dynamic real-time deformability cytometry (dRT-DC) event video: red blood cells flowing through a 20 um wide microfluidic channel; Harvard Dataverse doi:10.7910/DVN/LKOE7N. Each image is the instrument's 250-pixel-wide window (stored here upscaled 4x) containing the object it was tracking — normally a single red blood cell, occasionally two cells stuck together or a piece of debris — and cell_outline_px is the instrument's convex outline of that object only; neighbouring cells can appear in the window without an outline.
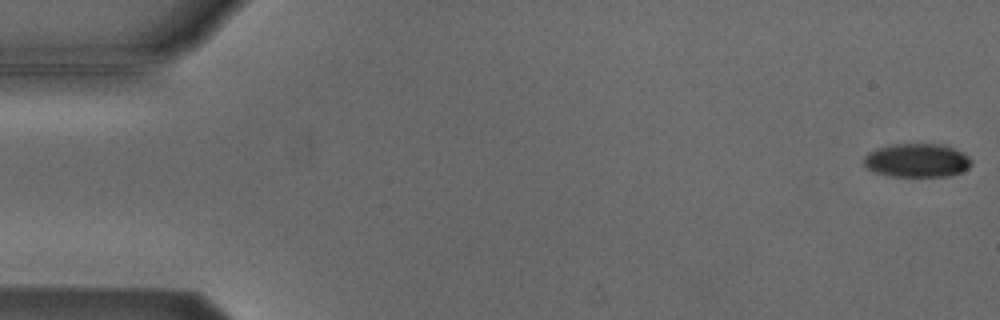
{"species": "Egyptian fruit bat (a non-hibernating species)", "species_latin": "Rousettus aegyptiacus", "temperature_condition": "cold", "stored_images_in_passage": 6, "camera_frame_rate_fps": 3000, "um_per_image_px": 0.085, "animal": {"sex": "male"}, "frame": {"image": 1, "passage_image": 1, "time_ms": 0.0, "image_size_px": [1000, 320], "cell_outline_px": [[972, 164], [964, 172], [952, 176], [888, 176], [872, 172], [864, 164], [864, 156], [868, 152], [892, 144], [944, 144], [968, 156], [972, 160]], "centroid_in_image_um": [77.96, 13.65], "position_along_channel_um": 7.0, "area_um2": 21.21}}
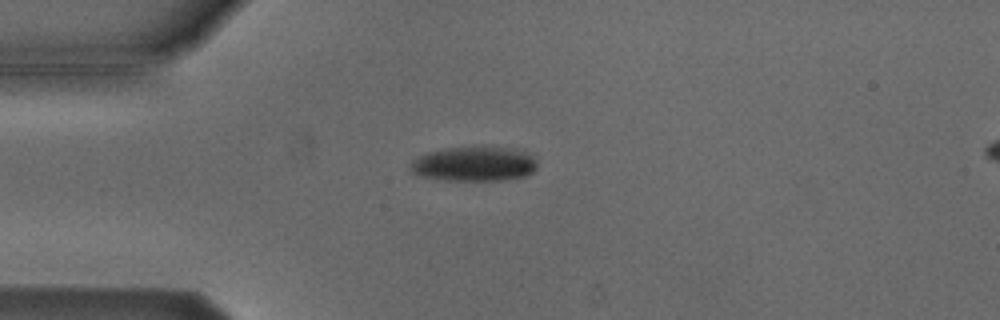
{"frame": {"image": 2, "passage_image": 5, "time_ms": 4.333, "image_size_px": [1000, 320], "cell_outline_px": [[536, 168], [532, 172], [524, 176], [504, 180], [444, 180], [420, 176], [412, 172], [412, 160], [428, 152], [448, 148], [472, 144], [524, 148], [536, 156]], "centroid_in_image_um": [40.41, 13.87], "position_along_channel_um": 44.6, "area_um2": 26.59}}
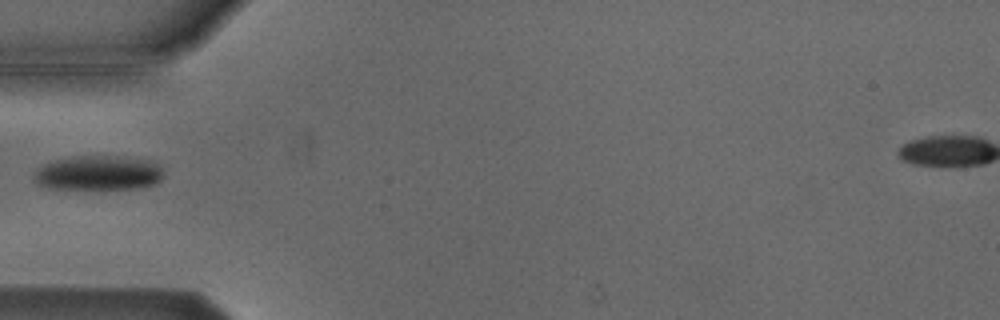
{"frame": {"image": 3, "passage_image": 6, "time_ms": 5.667, "image_size_px": [1000, 320], "cell_outline_px": [[164, 176], [160, 180], [152, 184], [136, 188], [48, 188], [32, 180], [32, 176], [44, 164], [56, 160], [80, 156], [116, 156], [148, 160], [156, 164], [160, 168]], "centroid_in_image_um": [8.35, 14.7], "position_along_channel_um": 76.7, "area_um2": 25.55}}